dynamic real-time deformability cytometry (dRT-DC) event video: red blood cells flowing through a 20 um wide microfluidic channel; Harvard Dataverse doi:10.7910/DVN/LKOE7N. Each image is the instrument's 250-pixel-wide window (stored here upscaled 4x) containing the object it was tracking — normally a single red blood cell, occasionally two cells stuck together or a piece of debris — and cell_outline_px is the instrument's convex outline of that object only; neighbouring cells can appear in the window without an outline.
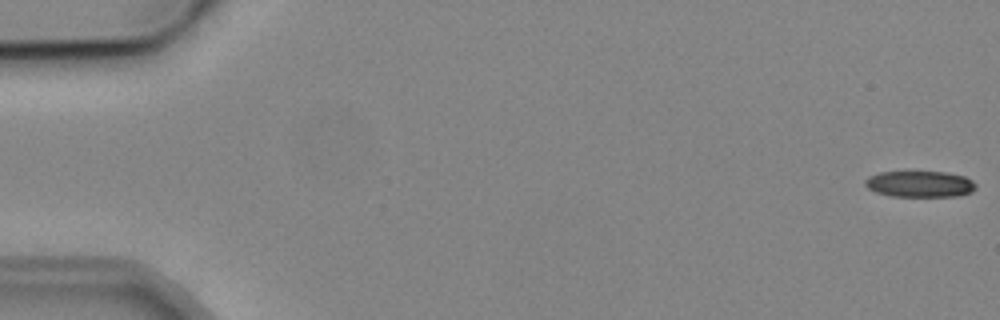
{"species": "common noctule bat (a hibernating species)", "species_latin": "Nyctalus noctula", "temperature_condition": "cold", "stored_images_in_passage": 4, "camera_frame_rate_fps": 3000, "um_per_image_px": 0.085, "animal": {"sex": "male", "body_mass_g": 19.2, "forearm_length_mm": 51.8}, "frame": {"image": 1, "passage_image": 1, "time_ms": 0.0, "image_size_px": [1000, 320], "cell_outline_px": [[976, 188], [972, 192], [956, 196], [892, 196], [876, 192], [868, 188], [864, 184], [864, 180], [868, 176], [880, 172], [944, 172], [964, 176], [972, 180], [976, 184]], "centroid_in_image_um": [78.18, 15.64], "position_along_channel_um": 6.8, "area_um2": 16.88}}